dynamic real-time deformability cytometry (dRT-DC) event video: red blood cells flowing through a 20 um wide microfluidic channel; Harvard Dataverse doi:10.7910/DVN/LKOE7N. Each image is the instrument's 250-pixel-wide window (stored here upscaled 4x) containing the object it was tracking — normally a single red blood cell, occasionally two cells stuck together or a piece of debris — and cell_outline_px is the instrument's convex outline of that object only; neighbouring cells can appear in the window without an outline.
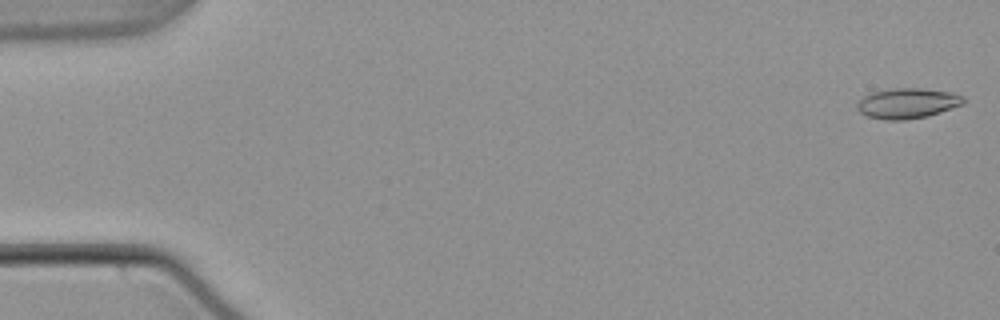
{"species": "common noctule bat (a hibernating species)", "species_latin": "Nyctalus noctula", "temperature_condition": "warm", "stored_images_in_passage": 54, "camera_frame_rate_fps": 3000, "um_per_image_px": 0.085, "animal": {"sex": "male", "body_mass_g": 21.5, "forearm_length_mm": 52.0}, "frame": {"image": 1, "passage_image": 1, "time_ms": 0.0, "image_size_px": [1000, 320], "cell_outline_px": [[968, 100], [964, 104], [928, 116], [904, 120], [884, 120], [868, 116], [860, 112], [856, 108], [856, 104], [864, 96], [872, 92], [896, 88], [920, 88], [948, 92], [964, 96]], "centroid_in_image_um": [77.15, 8.78], "position_along_channel_um": 7.9, "area_um2": 18.79}}
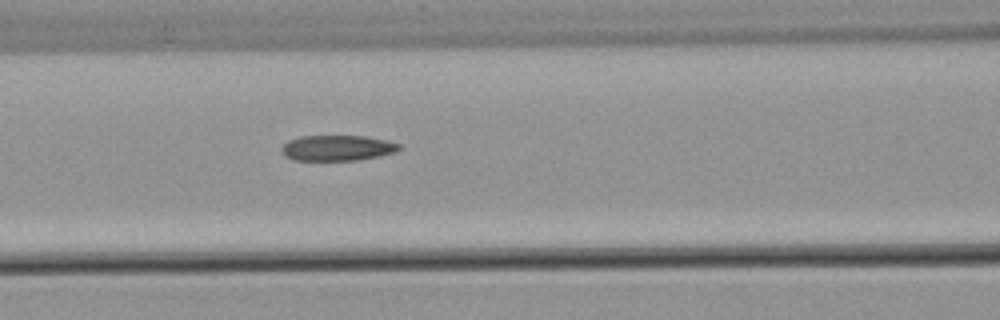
{"frame": {"image": 2, "passage_image": 23, "time_ms": 7.333, "image_size_px": [1000, 320], "cell_outline_px": [[400, 148], [396, 152], [380, 156], [356, 160], [292, 160], [284, 156], [280, 152], [280, 148], [288, 140], [300, 136], [364, 136], [384, 140], [400, 144]], "centroid_in_image_um": [28.62, 12.58], "position_along_channel_um": 138.0, "area_um2": 17.57}}
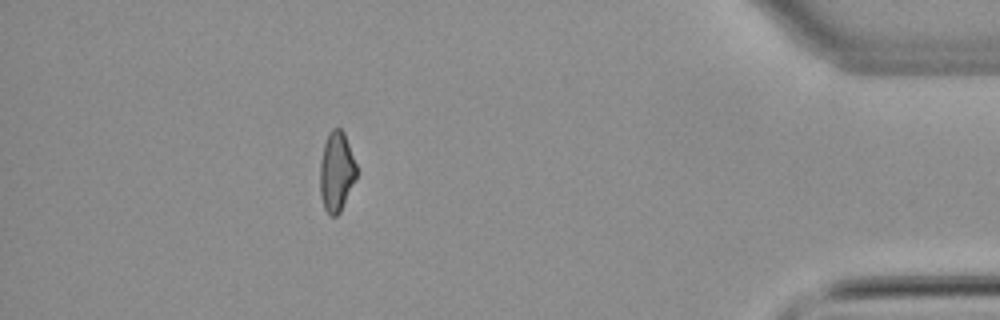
{"frame": {"image": 3, "passage_image": 48, "time_ms": 15.667, "image_size_px": [1000, 320], "cell_outline_px": [[356, 176], [340, 212], [336, 216], [328, 216], [324, 208], [320, 196], [320, 160], [324, 144], [328, 132], [332, 128], [340, 128], [344, 132], [356, 164]], "centroid_in_image_um": [28.57, 14.59], "position_along_channel_um": 406.6, "area_um2": 16.94}, "authors_computed_cell_mechanics": {"area_um2": 18.0336, "velocity_mm_per_s": 3.8342, "shape_relaxation_time_tau1_ms": null, "shape_relaxation_time_tau2_ms": 4.4191, "deformation_change_tau1": null, "deformation_change_tau2": 0.1393}}